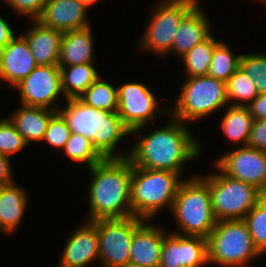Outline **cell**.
<instances>
[{
	"instance_id": "2",
	"label": "cell",
	"mask_w": 266,
	"mask_h": 267,
	"mask_svg": "<svg viewBox=\"0 0 266 267\" xmlns=\"http://www.w3.org/2000/svg\"><path fill=\"white\" fill-rule=\"evenodd\" d=\"M92 173L89 186L87 221L132 216L131 178L133 164L126 158H104L88 168Z\"/></svg>"
},
{
	"instance_id": "37",
	"label": "cell",
	"mask_w": 266,
	"mask_h": 267,
	"mask_svg": "<svg viewBox=\"0 0 266 267\" xmlns=\"http://www.w3.org/2000/svg\"><path fill=\"white\" fill-rule=\"evenodd\" d=\"M246 107L254 120L266 119V93L256 96Z\"/></svg>"
},
{
	"instance_id": "26",
	"label": "cell",
	"mask_w": 266,
	"mask_h": 267,
	"mask_svg": "<svg viewBox=\"0 0 266 267\" xmlns=\"http://www.w3.org/2000/svg\"><path fill=\"white\" fill-rule=\"evenodd\" d=\"M219 40L211 34L206 40L194 46L180 57L185 64L188 77L207 75L214 48Z\"/></svg>"
},
{
	"instance_id": "32",
	"label": "cell",
	"mask_w": 266,
	"mask_h": 267,
	"mask_svg": "<svg viewBox=\"0 0 266 267\" xmlns=\"http://www.w3.org/2000/svg\"><path fill=\"white\" fill-rule=\"evenodd\" d=\"M240 68L252 79L259 94L266 93V53L241 56Z\"/></svg>"
},
{
	"instance_id": "21",
	"label": "cell",
	"mask_w": 266,
	"mask_h": 267,
	"mask_svg": "<svg viewBox=\"0 0 266 267\" xmlns=\"http://www.w3.org/2000/svg\"><path fill=\"white\" fill-rule=\"evenodd\" d=\"M57 111L42 107L21 105L8 118L27 144L43 141L50 119Z\"/></svg>"
},
{
	"instance_id": "40",
	"label": "cell",
	"mask_w": 266,
	"mask_h": 267,
	"mask_svg": "<svg viewBox=\"0 0 266 267\" xmlns=\"http://www.w3.org/2000/svg\"><path fill=\"white\" fill-rule=\"evenodd\" d=\"M81 3H83L87 8H90L95 4L98 0H79Z\"/></svg>"
},
{
	"instance_id": "7",
	"label": "cell",
	"mask_w": 266,
	"mask_h": 267,
	"mask_svg": "<svg viewBox=\"0 0 266 267\" xmlns=\"http://www.w3.org/2000/svg\"><path fill=\"white\" fill-rule=\"evenodd\" d=\"M187 78L171 111L173 118L183 123L194 121L228 104L226 82L208 75Z\"/></svg>"
},
{
	"instance_id": "25",
	"label": "cell",
	"mask_w": 266,
	"mask_h": 267,
	"mask_svg": "<svg viewBox=\"0 0 266 267\" xmlns=\"http://www.w3.org/2000/svg\"><path fill=\"white\" fill-rule=\"evenodd\" d=\"M228 107L221 120L223 134L232 142L247 146L254 119L246 106L228 105Z\"/></svg>"
},
{
	"instance_id": "29",
	"label": "cell",
	"mask_w": 266,
	"mask_h": 267,
	"mask_svg": "<svg viewBox=\"0 0 266 267\" xmlns=\"http://www.w3.org/2000/svg\"><path fill=\"white\" fill-rule=\"evenodd\" d=\"M228 103L231 105L247 106L256 96L259 95L254 79L250 78L240 67L226 82ZM235 99L238 102H235Z\"/></svg>"
},
{
	"instance_id": "18",
	"label": "cell",
	"mask_w": 266,
	"mask_h": 267,
	"mask_svg": "<svg viewBox=\"0 0 266 267\" xmlns=\"http://www.w3.org/2000/svg\"><path fill=\"white\" fill-rule=\"evenodd\" d=\"M144 220L133 233L130 261L146 267H159L164 231Z\"/></svg>"
},
{
	"instance_id": "39",
	"label": "cell",
	"mask_w": 266,
	"mask_h": 267,
	"mask_svg": "<svg viewBox=\"0 0 266 267\" xmlns=\"http://www.w3.org/2000/svg\"><path fill=\"white\" fill-rule=\"evenodd\" d=\"M15 37L12 27L0 15V51Z\"/></svg>"
},
{
	"instance_id": "8",
	"label": "cell",
	"mask_w": 266,
	"mask_h": 267,
	"mask_svg": "<svg viewBox=\"0 0 266 267\" xmlns=\"http://www.w3.org/2000/svg\"><path fill=\"white\" fill-rule=\"evenodd\" d=\"M218 172L202 177L210 187L216 220L244 219L264 194L251 184Z\"/></svg>"
},
{
	"instance_id": "24",
	"label": "cell",
	"mask_w": 266,
	"mask_h": 267,
	"mask_svg": "<svg viewBox=\"0 0 266 267\" xmlns=\"http://www.w3.org/2000/svg\"><path fill=\"white\" fill-rule=\"evenodd\" d=\"M59 67L61 89L66 99L80 97L99 77L93 63Z\"/></svg>"
},
{
	"instance_id": "27",
	"label": "cell",
	"mask_w": 266,
	"mask_h": 267,
	"mask_svg": "<svg viewBox=\"0 0 266 267\" xmlns=\"http://www.w3.org/2000/svg\"><path fill=\"white\" fill-rule=\"evenodd\" d=\"M78 99L96 109L111 112L118 109L117 87L103 81L100 76Z\"/></svg>"
},
{
	"instance_id": "5",
	"label": "cell",
	"mask_w": 266,
	"mask_h": 267,
	"mask_svg": "<svg viewBox=\"0 0 266 267\" xmlns=\"http://www.w3.org/2000/svg\"><path fill=\"white\" fill-rule=\"evenodd\" d=\"M171 211L183 232L181 235L207 238L217 223L211 206L210 187L202 176L181 182Z\"/></svg>"
},
{
	"instance_id": "1",
	"label": "cell",
	"mask_w": 266,
	"mask_h": 267,
	"mask_svg": "<svg viewBox=\"0 0 266 267\" xmlns=\"http://www.w3.org/2000/svg\"><path fill=\"white\" fill-rule=\"evenodd\" d=\"M184 124L172 117L166 127L141 137L128 153L133 166L183 175L184 163L197 157L202 147Z\"/></svg>"
},
{
	"instance_id": "28",
	"label": "cell",
	"mask_w": 266,
	"mask_h": 267,
	"mask_svg": "<svg viewBox=\"0 0 266 267\" xmlns=\"http://www.w3.org/2000/svg\"><path fill=\"white\" fill-rule=\"evenodd\" d=\"M228 45L219 41L213 51L208 76L227 82L240 67L242 55H233Z\"/></svg>"
},
{
	"instance_id": "23",
	"label": "cell",
	"mask_w": 266,
	"mask_h": 267,
	"mask_svg": "<svg viewBox=\"0 0 266 267\" xmlns=\"http://www.w3.org/2000/svg\"><path fill=\"white\" fill-rule=\"evenodd\" d=\"M27 193L14 182L0 187V230L10 233L21 223L27 207Z\"/></svg>"
},
{
	"instance_id": "13",
	"label": "cell",
	"mask_w": 266,
	"mask_h": 267,
	"mask_svg": "<svg viewBox=\"0 0 266 267\" xmlns=\"http://www.w3.org/2000/svg\"><path fill=\"white\" fill-rule=\"evenodd\" d=\"M215 166L223 174L251 184L266 195V151L241 146L219 158Z\"/></svg>"
},
{
	"instance_id": "35",
	"label": "cell",
	"mask_w": 266,
	"mask_h": 267,
	"mask_svg": "<svg viewBox=\"0 0 266 267\" xmlns=\"http://www.w3.org/2000/svg\"><path fill=\"white\" fill-rule=\"evenodd\" d=\"M7 4L16 13L31 17V20H38L45 8L47 0H6Z\"/></svg>"
},
{
	"instance_id": "36",
	"label": "cell",
	"mask_w": 266,
	"mask_h": 267,
	"mask_svg": "<svg viewBox=\"0 0 266 267\" xmlns=\"http://www.w3.org/2000/svg\"><path fill=\"white\" fill-rule=\"evenodd\" d=\"M247 146L266 151V119L253 120Z\"/></svg>"
},
{
	"instance_id": "41",
	"label": "cell",
	"mask_w": 266,
	"mask_h": 267,
	"mask_svg": "<svg viewBox=\"0 0 266 267\" xmlns=\"http://www.w3.org/2000/svg\"><path fill=\"white\" fill-rule=\"evenodd\" d=\"M124 267H146V266H142V265H138V264H134V263H128Z\"/></svg>"
},
{
	"instance_id": "3",
	"label": "cell",
	"mask_w": 266,
	"mask_h": 267,
	"mask_svg": "<svg viewBox=\"0 0 266 267\" xmlns=\"http://www.w3.org/2000/svg\"><path fill=\"white\" fill-rule=\"evenodd\" d=\"M65 108L58 112L66 120L73 133L89 139L104 158H126L129 154L114 153L118 142L131 130L123 123L117 112L96 109L78 98L66 99Z\"/></svg>"
},
{
	"instance_id": "31",
	"label": "cell",
	"mask_w": 266,
	"mask_h": 267,
	"mask_svg": "<svg viewBox=\"0 0 266 267\" xmlns=\"http://www.w3.org/2000/svg\"><path fill=\"white\" fill-rule=\"evenodd\" d=\"M250 231L252 242L261 254L266 252V195L243 219Z\"/></svg>"
},
{
	"instance_id": "20",
	"label": "cell",
	"mask_w": 266,
	"mask_h": 267,
	"mask_svg": "<svg viewBox=\"0 0 266 267\" xmlns=\"http://www.w3.org/2000/svg\"><path fill=\"white\" fill-rule=\"evenodd\" d=\"M197 4L182 20L172 43L171 51L182 57L211 35L210 23Z\"/></svg>"
},
{
	"instance_id": "16",
	"label": "cell",
	"mask_w": 266,
	"mask_h": 267,
	"mask_svg": "<svg viewBox=\"0 0 266 267\" xmlns=\"http://www.w3.org/2000/svg\"><path fill=\"white\" fill-rule=\"evenodd\" d=\"M99 259L97 220L86 221L65 244L58 267H87Z\"/></svg>"
},
{
	"instance_id": "12",
	"label": "cell",
	"mask_w": 266,
	"mask_h": 267,
	"mask_svg": "<svg viewBox=\"0 0 266 267\" xmlns=\"http://www.w3.org/2000/svg\"><path fill=\"white\" fill-rule=\"evenodd\" d=\"M14 88L20 91L21 105L42 107L58 112L54 102L61 89V72L58 65H37L36 68Z\"/></svg>"
},
{
	"instance_id": "15",
	"label": "cell",
	"mask_w": 266,
	"mask_h": 267,
	"mask_svg": "<svg viewBox=\"0 0 266 267\" xmlns=\"http://www.w3.org/2000/svg\"><path fill=\"white\" fill-rule=\"evenodd\" d=\"M36 66L32 51L23 35L15 36L0 51V80L6 81L13 88L25 79Z\"/></svg>"
},
{
	"instance_id": "14",
	"label": "cell",
	"mask_w": 266,
	"mask_h": 267,
	"mask_svg": "<svg viewBox=\"0 0 266 267\" xmlns=\"http://www.w3.org/2000/svg\"><path fill=\"white\" fill-rule=\"evenodd\" d=\"M208 262L207 238L165 234L159 267H202Z\"/></svg>"
},
{
	"instance_id": "17",
	"label": "cell",
	"mask_w": 266,
	"mask_h": 267,
	"mask_svg": "<svg viewBox=\"0 0 266 267\" xmlns=\"http://www.w3.org/2000/svg\"><path fill=\"white\" fill-rule=\"evenodd\" d=\"M87 7L79 0H47L38 19L44 26L61 32L89 27Z\"/></svg>"
},
{
	"instance_id": "9",
	"label": "cell",
	"mask_w": 266,
	"mask_h": 267,
	"mask_svg": "<svg viewBox=\"0 0 266 267\" xmlns=\"http://www.w3.org/2000/svg\"><path fill=\"white\" fill-rule=\"evenodd\" d=\"M197 4L198 0H162L151 13L140 47L158 55L171 51L180 23Z\"/></svg>"
},
{
	"instance_id": "33",
	"label": "cell",
	"mask_w": 266,
	"mask_h": 267,
	"mask_svg": "<svg viewBox=\"0 0 266 267\" xmlns=\"http://www.w3.org/2000/svg\"><path fill=\"white\" fill-rule=\"evenodd\" d=\"M25 139L8 118L0 119V153L7 157L27 147Z\"/></svg>"
},
{
	"instance_id": "19",
	"label": "cell",
	"mask_w": 266,
	"mask_h": 267,
	"mask_svg": "<svg viewBox=\"0 0 266 267\" xmlns=\"http://www.w3.org/2000/svg\"><path fill=\"white\" fill-rule=\"evenodd\" d=\"M35 22V23H34ZM33 25L23 34L37 65H58L63 32L33 20Z\"/></svg>"
},
{
	"instance_id": "6",
	"label": "cell",
	"mask_w": 266,
	"mask_h": 267,
	"mask_svg": "<svg viewBox=\"0 0 266 267\" xmlns=\"http://www.w3.org/2000/svg\"><path fill=\"white\" fill-rule=\"evenodd\" d=\"M208 263L243 267L262 255L243 219L220 220L207 237Z\"/></svg>"
},
{
	"instance_id": "38",
	"label": "cell",
	"mask_w": 266,
	"mask_h": 267,
	"mask_svg": "<svg viewBox=\"0 0 266 267\" xmlns=\"http://www.w3.org/2000/svg\"><path fill=\"white\" fill-rule=\"evenodd\" d=\"M10 158L0 153V187L10 184L14 181L12 178V169Z\"/></svg>"
},
{
	"instance_id": "10",
	"label": "cell",
	"mask_w": 266,
	"mask_h": 267,
	"mask_svg": "<svg viewBox=\"0 0 266 267\" xmlns=\"http://www.w3.org/2000/svg\"><path fill=\"white\" fill-rule=\"evenodd\" d=\"M143 221L135 216L97 219L99 260L103 267H124L129 263L133 233Z\"/></svg>"
},
{
	"instance_id": "34",
	"label": "cell",
	"mask_w": 266,
	"mask_h": 267,
	"mask_svg": "<svg viewBox=\"0 0 266 267\" xmlns=\"http://www.w3.org/2000/svg\"><path fill=\"white\" fill-rule=\"evenodd\" d=\"M72 131L64 117L57 112L49 121L43 140L54 148L63 149Z\"/></svg>"
},
{
	"instance_id": "22",
	"label": "cell",
	"mask_w": 266,
	"mask_h": 267,
	"mask_svg": "<svg viewBox=\"0 0 266 267\" xmlns=\"http://www.w3.org/2000/svg\"><path fill=\"white\" fill-rule=\"evenodd\" d=\"M93 37L90 26L64 32L61 40L58 66H72L93 61Z\"/></svg>"
},
{
	"instance_id": "11",
	"label": "cell",
	"mask_w": 266,
	"mask_h": 267,
	"mask_svg": "<svg viewBox=\"0 0 266 267\" xmlns=\"http://www.w3.org/2000/svg\"><path fill=\"white\" fill-rule=\"evenodd\" d=\"M117 94V114L133 134L142 131L150 120L153 121L162 112L156 96L144 83L123 84L117 88Z\"/></svg>"
},
{
	"instance_id": "4",
	"label": "cell",
	"mask_w": 266,
	"mask_h": 267,
	"mask_svg": "<svg viewBox=\"0 0 266 267\" xmlns=\"http://www.w3.org/2000/svg\"><path fill=\"white\" fill-rule=\"evenodd\" d=\"M181 174L166 170H153L133 166L131 178L132 216L152 219L163 207L172 208L183 181Z\"/></svg>"
},
{
	"instance_id": "30",
	"label": "cell",
	"mask_w": 266,
	"mask_h": 267,
	"mask_svg": "<svg viewBox=\"0 0 266 267\" xmlns=\"http://www.w3.org/2000/svg\"><path fill=\"white\" fill-rule=\"evenodd\" d=\"M62 150H64L66 155L74 162H86L88 168L104 159L89 139L73 132Z\"/></svg>"
}]
</instances>
